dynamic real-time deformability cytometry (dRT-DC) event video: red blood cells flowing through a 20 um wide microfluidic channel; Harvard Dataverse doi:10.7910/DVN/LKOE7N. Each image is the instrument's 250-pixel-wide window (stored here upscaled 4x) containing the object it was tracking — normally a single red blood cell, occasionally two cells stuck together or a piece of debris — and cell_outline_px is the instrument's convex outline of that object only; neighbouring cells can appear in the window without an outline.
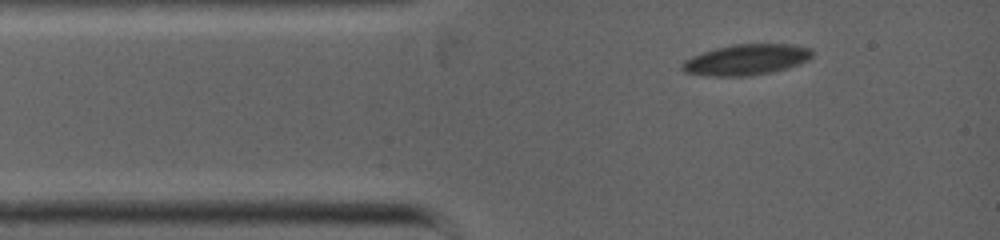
{"species": "common noctule bat (a hibernating species)", "species_latin": "Nyctalus noctula", "temperature_condition": "warm", "stored_images_in_passage": 3, "camera_frame_rate_fps": 5000, "um_per_image_px": 0.085, "animal": {"sex": "female", "body_mass_g": 19.0, "forearm_length_mm": 53.3}, "frame": {"image": 1, "passage_image": 1, "time_ms": 0.0, "image_size_px": [1000, 240], "cell_outline_px": [[812, 56], [808, 60], [784, 68], [752, 76], [704, 76], [684, 72], [680, 68], [680, 64], [684, 60], [692, 56], [716, 48], [732, 44], [792, 44], [812, 48]], "centroid_in_image_um": [63.38, 5.07], "position_along_channel_um": 21.6, "area_um2": 23.29}}